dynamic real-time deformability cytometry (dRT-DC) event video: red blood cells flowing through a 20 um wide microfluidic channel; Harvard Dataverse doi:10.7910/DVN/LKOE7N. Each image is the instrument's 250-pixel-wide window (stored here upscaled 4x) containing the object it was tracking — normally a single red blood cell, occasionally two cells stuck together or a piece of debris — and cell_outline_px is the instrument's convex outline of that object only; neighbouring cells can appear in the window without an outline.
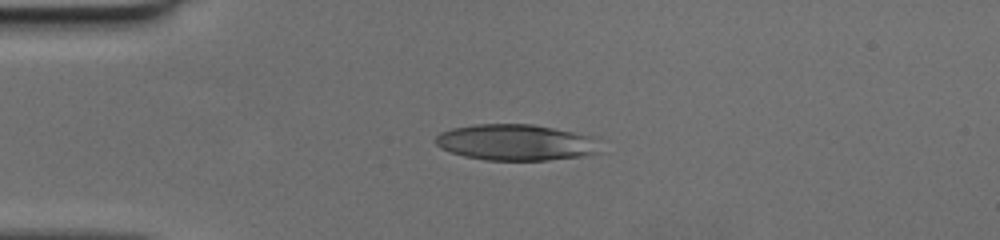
{"species": "human", "species_latin": "Homo sapiens", "temperature_condition": "cold", "stored_images_in_passage": 37, "camera_frame_rate_fps": 3000, "um_per_image_px": 0.085, "donor": {"sex": "female"}, "frame": {"image": 1, "passage_image": 1, "time_ms": 0.0, "image_size_px": [1000, 240], "cell_outline_px": [[600, 152], [588, 156], [548, 160], [484, 160], [464, 156], [440, 148], [436, 144], [436, 136], [440, 132], [452, 128], [476, 124], [532, 124], [592, 136]], "centroid_in_image_um": [43.83, 12.11], "position_along_channel_um": 41.2, "area_um2": 34.56}}
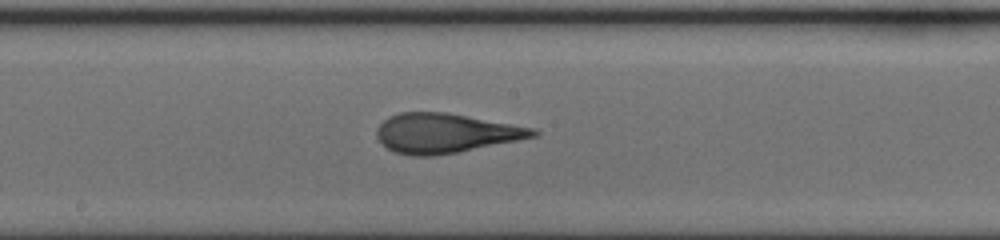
{"frame": {"image": 2, "passage_image": 15, "time_ms": 4.667, "image_size_px": [1000, 240], "cell_outline_px": [[540, 136], [456, 152], [432, 156], [412, 156], [396, 152], [388, 148], [376, 136], [376, 128], [388, 116], [400, 112], [448, 112], [536, 128], [540, 132]], "centroid_in_image_um": [37.9, 11.3], "position_along_channel_um": 210.3, "area_um2": 36.07}}
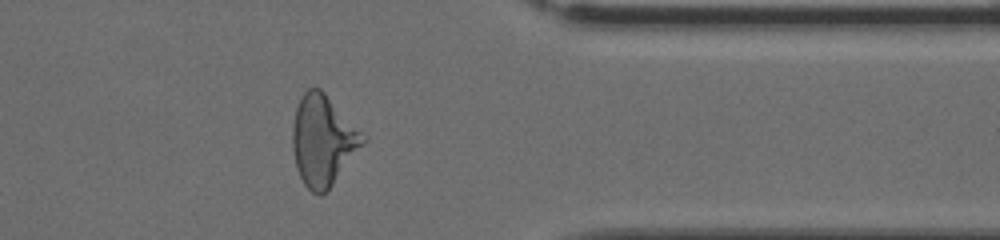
{"frame": {"image": 3, "passage_image": 28, "time_ms": 9.0, "image_size_px": [1000, 240], "cell_outline_px": [[368, 140], [332, 184], [320, 196], [312, 192], [304, 184], [296, 168], [292, 148], [292, 128], [296, 108], [300, 96], [308, 88], [320, 88], [368, 136]], "centroid_in_image_um": [27.47, 11.91], "position_along_channel_um": 383.9, "area_um2": 37.28}}